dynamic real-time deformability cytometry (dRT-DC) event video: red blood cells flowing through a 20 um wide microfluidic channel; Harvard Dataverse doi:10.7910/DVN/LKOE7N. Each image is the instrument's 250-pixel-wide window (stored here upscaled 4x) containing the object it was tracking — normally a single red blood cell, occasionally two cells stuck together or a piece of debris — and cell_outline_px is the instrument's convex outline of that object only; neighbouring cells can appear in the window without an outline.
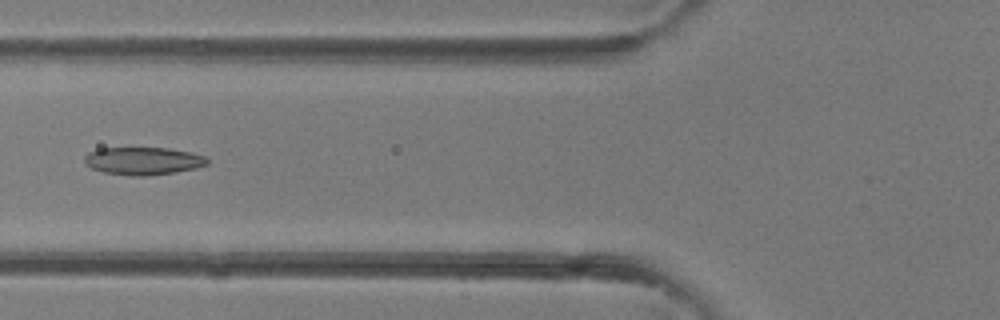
{"species": "common noctule bat (a hibernating species)", "species_latin": "Nyctalus noctula", "temperature_condition": "room temperature", "stored_images_in_passage": 26, "camera_frame_rate_fps": 3000, "um_per_image_px": 0.085, "animal": {"sex": "female"}, "frame": {"image": 1, "passage_image": 4, "time_ms": 1.0, "image_size_px": [1000, 320], "cell_outline_px": [[208, 164], [196, 168], [176, 172], [144, 176], [128, 176], [104, 172], [92, 168], [84, 164], [84, 156], [88, 152], [100, 148], [168, 148], [192, 152], [204, 156], [208, 160]], "centroid_in_image_um": [12.15, 13.68], "position_along_channel_um": 113.6, "area_um2": 19.94}}
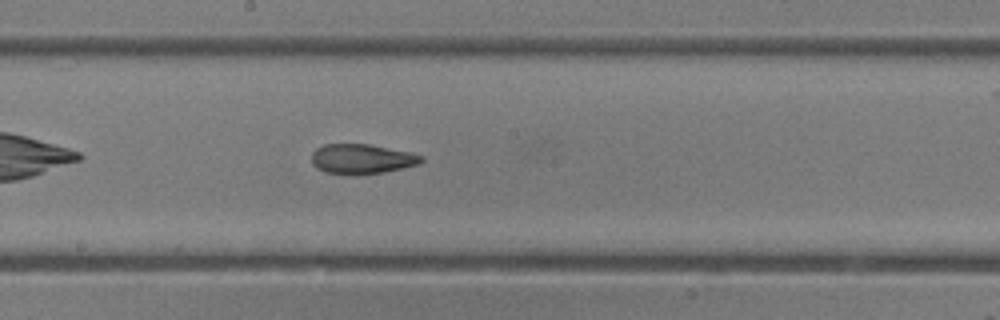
{"frame": {"image": 2, "passage_image": 10, "time_ms": 3.0, "image_size_px": [1000, 320], "cell_outline_px": [[424, 160], [420, 164], [384, 172], [324, 172], [316, 168], [312, 164], [312, 152], [316, 148], [324, 144], [368, 144], [412, 152], [424, 156]], "centroid_in_image_um": [30.79, 13.47], "position_along_channel_um": 217.4, "area_um2": 18.61}}
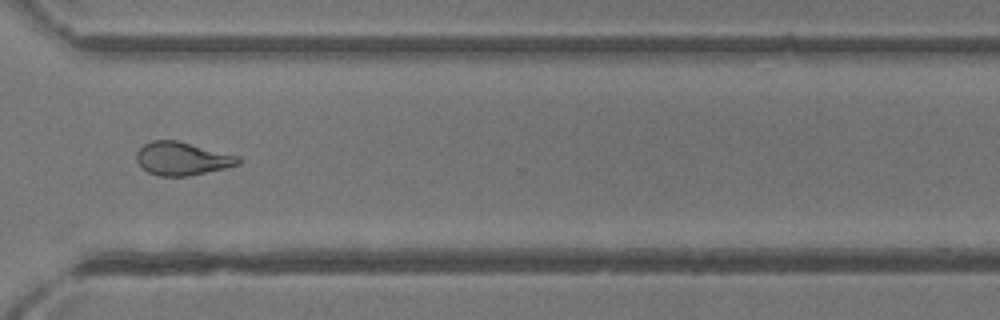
{"frame": {"image": 3, "passage_image": 18, "time_ms": 5.667, "image_size_px": [1000, 320], "cell_outline_px": [[240, 164], [224, 168], [188, 176], [160, 176], [148, 172], [136, 160], [136, 152], [144, 144], [152, 140], [176, 140], [240, 156]], "centroid_in_image_um": [15.48, 13.48], "position_along_channel_um": 355.1, "area_um2": 19.54}}